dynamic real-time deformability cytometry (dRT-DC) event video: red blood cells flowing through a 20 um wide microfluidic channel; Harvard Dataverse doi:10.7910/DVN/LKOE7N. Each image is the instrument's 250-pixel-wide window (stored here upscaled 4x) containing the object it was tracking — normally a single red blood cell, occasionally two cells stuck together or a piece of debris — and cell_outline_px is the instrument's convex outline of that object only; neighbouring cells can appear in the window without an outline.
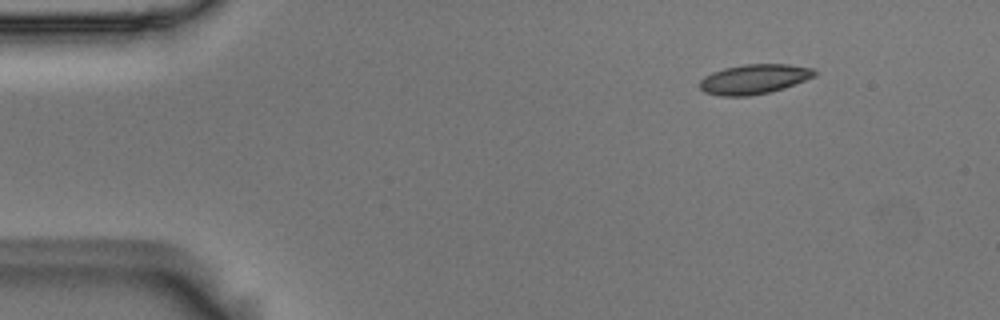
{"species": "Egyptian fruit bat (a non-hibernating species)", "species_latin": "Rousettus aegyptiacus", "temperature_condition": "room temperature", "stored_images_in_passage": 7, "camera_frame_rate_fps": 3000, "um_per_image_px": 0.085, "animal": {"sex": "male"}, "frame": {"image": 1, "passage_image": 1, "time_ms": 0.0, "image_size_px": [1000, 320], "cell_outline_px": [[816, 76], [784, 88], [768, 92], [748, 96], [720, 96], [704, 92], [700, 88], [700, 80], [704, 76], [712, 72], [724, 68], [744, 64], [788, 64], [812, 68], [816, 72]], "centroid_in_image_um": [64.08, 6.72], "position_along_channel_um": 20.9, "area_um2": 19.88}}
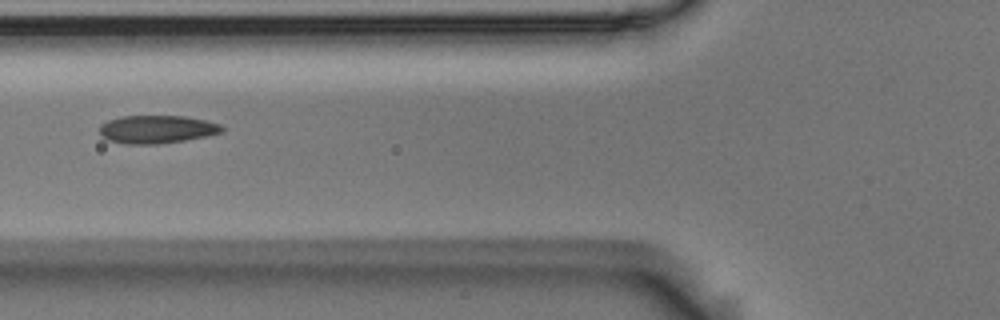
{"frame": {"image": 2, "passage_image": 5, "time_ms": 1.333, "image_size_px": [1000, 320], "cell_outline_px": [[224, 132], [184, 140], [156, 144], [124, 144], [108, 140], [100, 136], [100, 124], [108, 120], [120, 116], [184, 116], [204, 120], [220, 124], [224, 128]], "centroid_in_image_um": [13.29, 10.99], "position_along_channel_um": 112.5, "area_um2": 20.0}}
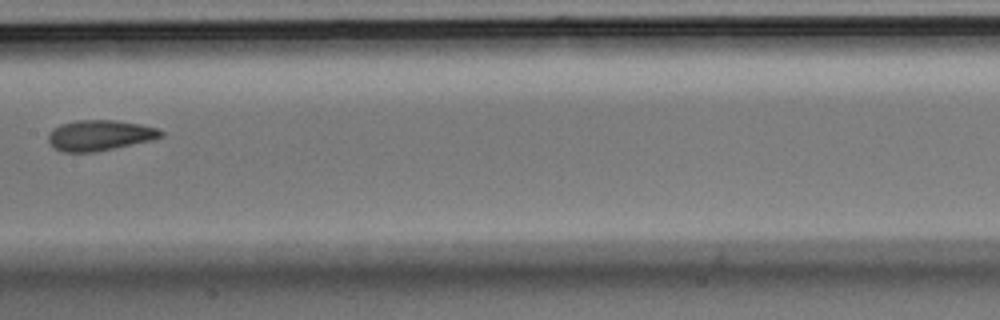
{"frame": {"image": 3, "passage_image": 7, "time_ms": 2.0, "image_size_px": [1000, 320], "cell_outline_px": [[164, 136], [156, 140], [96, 152], [64, 152], [56, 148], [48, 140], [48, 136], [60, 124], [76, 120], [112, 120], [140, 124], [156, 128], [164, 132]], "centroid_in_image_um": [8.56, 11.51], "position_along_channel_um": 198.8, "area_um2": 20.06}}